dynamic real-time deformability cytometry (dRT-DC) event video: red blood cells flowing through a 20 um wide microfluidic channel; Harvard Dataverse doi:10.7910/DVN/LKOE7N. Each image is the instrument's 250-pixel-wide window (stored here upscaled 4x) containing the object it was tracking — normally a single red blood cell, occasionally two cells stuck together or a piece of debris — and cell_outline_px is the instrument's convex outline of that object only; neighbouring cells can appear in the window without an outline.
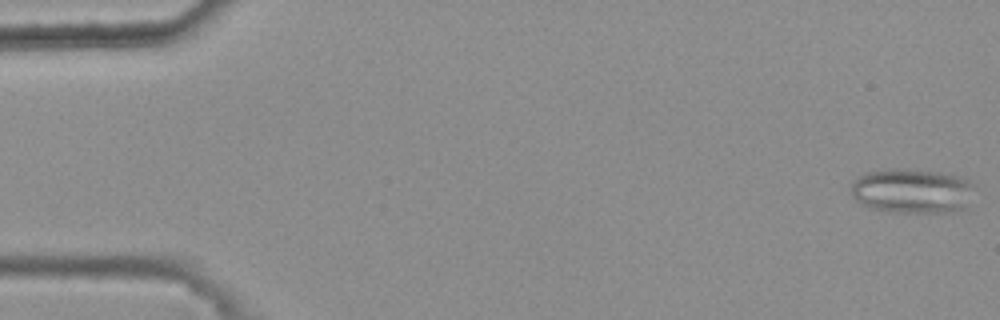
{"species": "common noctule bat (a hibernating species)", "species_latin": "Nyctalus noctula", "temperature_condition": "warm", "stored_images_in_passage": 47, "segment_of_instrument_passage": [1, 2], "camera_frame_rate_fps": 3000, "um_per_image_px": 0.085, "animal": {"sex": "female", "body_mass_g": 25.1}, "frame": {"image": 1, "passage_image": 1, "time_ms": 0.0, "image_size_px": [1000, 320], "cell_outline_px": [[972, 184], [964, 208], [952, 212], [896, 212], [868, 208], [856, 200], [852, 196], [852, 180], [868, 172], [888, 168], [900, 168], [940, 172], [956, 176], [968, 180]], "centroid_in_image_um": [77.44, 16.22], "position_along_channel_um": 7.6, "area_um2": 31.79}}